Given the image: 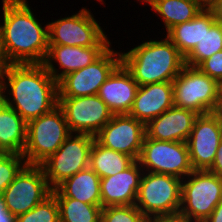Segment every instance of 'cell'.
<instances>
[{
  "instance_id": "12",
  "label": "cell",
  "mask_w": 222,
  "mask_h": 222,
  "mask_svg": "<svg viewBox=\"0 0 222 222\" xmlns=\"http://www.w3.org/2000/svg\"><path fill=\"white\" fill-rule=\"evenodd\" d=\"M52 193L40 165H26L3 192L6 209L14 216L33 209Z\"/></svg>"
},
{
  "instance_id": "23",
  "label": "cell",
  "mask_w": 222,
  "mask_h": 222,
  "mask_svg": "<svg viewBox=\"0 0 222 222\" xmlns=\"http://www.w3.org/2000/svg\"><path fill=\"white\" fill-rule=\"evenodd\" d=\"M27 140V122L0 99V147L6 153L22 154Z\"/></svg>"
},
{
  "instance_id": "28",
  "label": "cell",
  "mask_w": 222,
  "mask_h": 222,
  "mask_svg": "<svg viewBox=\"0 0 222 222\" xmlns=\"http://www.w3.org/2000/svg\"><path fill=\"white\" fill-rule=\"evenodd\" d=\"M16 222H60L59 206L51 193L30 211L17 216Z\"/></svg>"
},
{
  "instance_id": "19",
  "label": "cell",
  "mask_w": 222,
  "mask_h": 222,
  "mask_svg": "<svg viewBox=\"0 0 222 222\" xmlns=\"http://www.w3.org/2000/svg\"><path fill=\"white\" fill-rule=\"evenodd\" d=\"M139 85L121 62L101 85L98 96L113 114H129Z\"/></svg>"
},
{
  "instance_id": "34",
  "label": "cell",
  "mask_w": 222,
  "mask_h": 222,
  "mask_svg": "<svg viewBox=\"0 0 222 222\" xmlns=\"http://www.w3.org/2000/svg\"><path fill=\"white\" fill-rule=\"evenodd\" d=\"M208 9L213 13L216 22L222 23V0H214Z\"/></svg>"
},
{
  "instance_id": "9",
  "label": "cell",
  "mask_w": 222,
  "mask_h": 222,
  "mask_svg": "<svg viewBox=\"0 0 222 222\" xmlns=\"http://www.w3.org/2000/svg\"><path fill=\"white\" fill-rule=\"evenodd\" d=\"M94 136L71 133L59 149L40 166L53 190L66 179L89 167V155Z\"/></svg>"
},
{
  "instance_id": "3",
  "label": "cell",
  "mask_w": 222,
  "mask_h": 222,
  "mask_svg": "<svg viewBox=\"0 0 222 222\" xmlns=\"http://www.w3.org/2000/svg\"><path fill=\"white\" fill-rule=\"evenodd\" d=\"M149 39L124 52L121 62L139 86L173 81L185 66V57L165 36ZM123 51V52H122Z\"/></svg>"
},
{
  "instance_id": "1",
  "label": "cell",
  "mask_w": 222,
  "mask_h": 222,
  "mask_svg": "<svg viewBox=\"0 0 222 222\" xmlns=\"http://www.w3.org/2000/svg\"><path fill=\"white\" fill-rule=\"evenodd\" d=\"M0 99L28 123L58 106V82L43 64H9L0 76Z\"/></svg>"
},
{
  "instance_id": "30",
  "label": "cell",
  "mask_w": 222,
  "mask_h": 222,
  "mask_svg": "<svg viewBox=\"0 0 222 222\" xmlns=\"http://www.w3.org/2000/svg\"><path fill=\"white\" fill-rule=\"evenodd\" d=\"M27 165L22 154L4 153L0 155V195Z\"/></svg>"
},
{
  "instance_id": "17",
  "label": "cell",
  "mask_w": 222,
  "mask_h": 222,
  "mask_svg": "<svg viewBox=\"0 0 222 222\" xmlns=\"http://www.w3.org/2000/svg\"><path fill=\"white\" fill-rule=\"evenodd\" d=\"M198 115L193 110L173 106L145 125L146 136L160 141L187 142Z\"/></svg>"
},
{
  "instance_id": "29",
  "label": "cell",
  "mask_w": 222,
  "mask_h": 222,
  "mask_svg": "<svg viewBox=\"0 0 222 222\" xmlns=\"http://www.w3.org/2000/svg\"><path fill=\"white\" fill-rule=\"evenodd\" d=\"M135 205L106 206L101 210V222H150Z\"/></svg>"
},
{
  "instance_id": "35",
  "label": "cell",
  "mask_w": 222,
  "mask_h": 222,
  "mask_svg": "<svg viewBox=\"0 0 222 222\" xmlns=\"http://www.w3.org/2000/svg\"><path fill=\"white\" fill-rule=\"evenodd\" d=\"M204 222H222V200Z\"/></svg>"
},
{
  "instance_id": "25",
  "label": "cell",
  "mask_w": 222,
  "mask_h": 222,
  "mask_svg": "<svg viewBox=\"0 0 222 222\" xmlns=\"http://www.w3.org/2000/svg\"><path fill=\"white\" fill-rule=\"evenodd\" d=\"M135 161L131 156L102 146L96 139L92 144L89 155V167L100 178L113 176L118 172H122Z\"/></svg>"
},
{
  "instance_id": "2",
  "label": "cell",
  "mask_w": 222,
  "mask_h": 222,
  "mask_svg": "<svg viewBox=\"0 0 222 222\" xmlns=\"http://www.w3.org/2000/svg\"><path fill=\"white\" fill-rule=\"evenodd\" d=\"M1 3L0 37L8 63L43 64L49 47L48 22L42 24L27 0Z\"/></svg>"
},
{
  "instance_id": "7",
  "label": "cell",
  "mask_w": 222,
  "mask_h": 222,
  "mask_svg": "<svg viewBox=\"0 0 222 222\" xmlns=\"http://www.w3.org/2000/svg\"><path fill=\"white\" fill-rule=\"evenodd\" d=\"M91 12L82 7L70 16L48 22L49 45L111 46V40Z\"/></svg>"
},
{
  "instance_id": "8",
  "label": "cell",
  "mask_w": 222,
  "mask_h": 222,
  "mask_svg": "<svg viewBox=\"0 0 222 222\" xmlns=\"http://www.w3.org/2000/svg\"><path fill=\"white\" fill-rule=\"evenodd\" d=\"M172 84L175 107L190 109L197 114L215 112L218 81L198 67L185 65Z\"/></svg>"
},
{
  "instance_id": "40",
  "label": "cell",
  "mask_w": 222,
  "mask_h": 222,
  "mask_svg": "<svg viewBox=\"0 0 222 222\" xmlns=\"http://www.w3.org/2000/svg\"><path fill=\"white\" fill-rule=\"evenodd\" d=\"M136 1V0H135ZM152 0H137V3L139 2H141L142 4L141 5H144V3L147 5V4H149L150 2H151Z\"/></svg>"
},
{
  "instance_id": "16",
  "label": "cell",
  "mask_w": 222,
  "mask_h": 222,
  "mask_svg": "<svg viewBox=\"0 0 222 222\" xmlns=\"http://www.w3.org/2000/svg\"><path fill=\"white\" fill-rule=\"evenodd\" d=\"M109 47L110 46L80 47L49 45L43 65L58 82L68 73L80 70L93 63Z\"/></svg>"
},
{
  "instance_id": "20",
  "label": "cell",
  "mask_w": 222,
  "mask_h": 222,
  "mask_svg": "<svg viewBox=\"0 0 222 222\" xmlns=\"http://www.w3.org/2000/svg\"><path fill=\"white\" fill-rule=\"evenodd\" d=\"M173 106L172 81L146 84L138 87L129 115L146 125Z\"/></svg>"
},
{
  "instance_id": "15",
  "label": "cell",
  "mask_w": 222,
  "mask_h": 222,
  "mask_svg": "<svg viewBox=\"0 0 222 222\" xmlns=\"http://www.w3.org/2000/svg\"><path fill=\"white\" fill-rule=\"evenodd\" d=\"M145 135L143 122L129 114H114L95 139L104 147L138 160Z\"/></svg>"
},
{
  "instance_id": "26",
  "label": "cell",
  "mask_w": 222,
  "mask_h": 222,
  "mask_svg": "<svg viewBox=\"0 0 222 222\" xmlns=\"http://www.w3.org/2000/svg\"><path fill=\"white\" fill-rule=\"evenodd\" d=\"M222 50V23L205 27V32L194 49L185 57V65L198 67L204 60Z\"/></svg>"
},
{
  "instance_id": "14",
  "label": "cell",
  "mask_w": 222,
  "mask_h": 222,
  "mask_svg": "<svg viewBox=\"0 0 222 222\" xmlns=\"http://www.w3.org/2000/svg\"><path fill=\"white\" fill-rule=\"evenodd\" d=\"M222 139V115L210 112L199 114L187 140L193 170H208Z\"/></svg>"
},
{
  "instance_id": "41",
  "label": "cell",
  "mask_w": 222,
  "mask_h": 222,
  "mask_svg": "<svg viewBox=\"0 0 222 222\" xmlns=\"http://www.w3.org/2000/svg\"><path fill=\"white\" fill-rule=\"evenodd\" d=\"M4 153L6 152L0 147V155H3Z\"/></svg>"
},
{
  "instance_id": "42",
  "label": "cell",
  "mask_w": 222,
  "mask_h": 222,
  "mask_svg": "<svg viewBox=\"0 0 222 222\" xmlns=\"http://www.w3.org/2000/svg\"><path fill=\"white\" fill-rule=\"evenodd\" d=\"M97 1H98V3L101 2L100 4H104V6H105L106 1H104V0H97Z\"/></svg>"
},
{
  "instance_id": "38",
  "label": "cell",
  "mask_w": 222,
  "mask_h": 222,
  "mask_svg": "<svg viewBox=\"0 0 222 222\" xmlns=\"http://www.w3.org/2000/svg\"><path fill=\"white\" fill-rule=\"evenodd\" d=\"M197 1L203 8H208L214 0H195Z\"/></svg>"
},
{
  "instance_id": "32",
  "label": "cell",
  "mask_w": 222,
  "mask_h": 222,
  "mask_svg": "<svg viewBox=\"0 0 222 222\" xmlns=\"http://www.w3.org/2000/svg\"><path fill=\"white\" fill-rule=\"evenodd\" d=\"M208 171L214 173L222 179V139L220 140L217 148L215 159Z\"/></svg>"
},
{
  "instance_id": "18",
  "label": "cell",
  "mask_w": 222,
  "mask_h": 222,
  "mask_svg": "<svg viewBox=\"0 0 222 222\" xmlns=\"http://www.w3.org/2000/svg\"><path fill=\"white\" fill-rule=\"evenodd\" d=\"M143 172L136 160L124 171L101 178L102 208L106 206L135 205Z\"/></svg>"
},
{
  "instance_id": "27",
  "label": "cell",
  "mask_w": 222,
  "mask_h": 222,
  "mask_svg": "<svg viewBox=\"0 0 222 222\" xmlns=\"http://www.w3.org/2000/svg\"><path fill=\"white\" fill-rule=\"evenodd\" d=\"M60 222H101L102 205H91L73 198H56Z\"/></svg>"
},
{
  "instance_id": "24",
  "label": "cell",
  "mask_w": 222,
  "mask_h": 222,
  "mask_svg": "<svg viewBox=\"0 0 222 222\" xmlns=\"http://www.w3.org/2000/svg\"><path fill=\"white\" fill-rule=\"evenodd\" d=\"M148 6L161 18L165 33L177 24L192 20L203 9L195 0H152Z\"/></svg>"
},
{
  "instance_id": "39",
  "label": "cell",
  "mask_w": 222,
  "mask_h": 222,
  "mask_svg": "<svg viewBox=\"0 0 222 222\" xmlns=\"http://www.w3.org/2000/svg\"><path fill=\"white\" fill-rule=\"evenodd\" d=\"M150 222H181L178 220H151Z\"/></svg>"
},
{
  "instance_id": "10",
  "label": "cell",
  "mask_w": 222,
  "mask_h": 222,
  "mask_svg": "<svg viewBox=\"0 0 222 222\" xmlns=\"http://www.w3.org/2000/svg\"><path fill=\"white\" fill-rule=\"evenodd\" d=\"M137 161L145 172L172 175L181 180L193 171L187 142L160 141L145 135Z\"/></svg>"
},
{
  "instance_id": "13",
  "label": "cell",
  "mask_w": 222,
  "mask_h": 222,
  "mask_svg": "<svg viewBox=\"0 0 222 222\" xmlns=\"http://www.w3.org/2000/svg\"><path fill=\"white\" fill-rule=\"evenodd\" d=\"M71 133L96 136L114 115L96 94L80 97H58Z\"/></svg>"
},
{
  "instance_id": "22",
  "label": "cell",
  "mask_w": 222,
  "mask_h": 222,
  "mask_svg": "<svg viewBox=\"0 0 222 222\" xmlns=\"http://www.w3.org/2000/svg\"><path fill=\"white\" fill-rule=\"evenodd\" d=\"M215 22L213 13L203 8L192 20L173 26L165 36L186 57L202 39L205 27H211Z\"/></svg>"
},
{
  "instance_id": "33",
  "label": "cell",
  "mask_w": 222,
  "mask_h": 222,
  "mask_svg": "<svg viewBox=\"0 0 222 222\" xmlns=\"http://www.w3.org/2000/svg\"><path fill=\"white\" fill-rule=\"evenodd\" d=\"M16 220L17 217L6 209L3 195H0V222H16Z\"/></svg>"
},
{
  "instance_id": "37",
  "label": "cell",
  "mask_w": 222,
  "mask_h": 222,
  "mask_svg": "<svg viewBox=\"0 0 222 222\" xmlns=\"http://www.w3.org/2000/svg\"><path fill=\"white\" fill-rule=\"evenodd\" d=\"M8 65L9 63L5 58V55L2 49L1 37H0V76L7 69Z\"/></svg>"
},
{
  "instance_id": "6",
  "label": "cell",
  "mask_w": 222,
  "mask_h": 222,
  "mask_svg": "<svg viewBox=\"0 0 222 222\" xmlns=\"http://www.w3.org/2000/svg\"><path fill=\"white\" fill-rule=\"evenodd\" d=\"M70 134L64 112L59 106L29 121L22 153L27 165H40L59 149Z\"/></svg>"
},
{
  "instance_id": "4",
  "label": "cell",
  "mask_w": 222,
  "mask_h": 222,
  "mask_svg": "<svg viewBox=\"0 0 222 222\" xmlns=\"http://www.w3.org/2000/svg\"><path fill=\"white\" fill-rule=\"evenodd\" d=\"M181 182L172 175L144 171L135 206L150 220H177Z\"/></svg>"
},
{
  "instance_id": "21",
  "label": "cell",
  "mask_w": 222,
  "mask_h": 222,
  "mask_svg": "<svg viewBox=\"0 0 222 222\" xmlns=\"http://www.w3.org/2000/svg\"><path fill=\"white\" fill-rule=\"evenodd\" d=\"M98 174L87 167L63 181L52 193L55 198H73L91 205H102Z\"/></svg>"
},
{
  "instance_id": "5",
  "label": "cell",
  "mask_w": 222,
  "mask_h": 222,
  "mask_svg": "<svg viewBox=\"0 0 222 222\" xmlns=\"http://www.w3.org/2000/svg\"><path fill=\"white\" fill-rule=\"evenodd\" d=\"M222 200V179L208 170H193L181 182L178 221L204 222Z\"/></svg>"
},
{
  "instance_id": "31",
  "label": "cell",
  "mask_w": 222,
  "mask_h": 222,
  "mask_svg": "<svg viewBox=\"0 0 222 222\" xmlns=\"http://www.w3.org/2000/svg\"><path fill=\"white\" fill-rule=\"evenodd\" d=\"M198 68L212 79L222 80V50L204 60Z\"/></svg>"
},
{
  "instance_id": "11",
  "label": "cell",
  "mask_w": 222,
  "mask_h": 222,
  "mask_svg": "<svg viewBox=\"0 0 222 222\" xmlns=\"http://www.w3.org/2000/svg\"><path fill=\"white\" fill-rule=\"evenodd\" d=\"M112 45L93 63L68 73L58 81V97L96 95L101 85L121 63V51Z\"/></svg>"
},
{
  "instance_id": "36",
  "label": "cell",
  "mask_w": 222,
  "mask_h": 222,
  "mask_svg": "<svg viewBox=\"0 0 222 222\" xmlns=\"http://www.w3.org/2000/svg\"><path fill=\"white\" fill-rule=\"evenodd\" d=\"M215 113L222 115V80L218 81V97L216 102Z\"/></svg>"
}]
</instances>
